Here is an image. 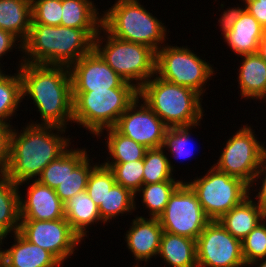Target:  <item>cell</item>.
I'll list each match as a JSON object with an SVG mask.
<instances>
[{
    "label": "cell",
    "instance_id": "obj_1",
    "mask_svg": "<svg viewBox=\"0 0 266 267\" xmlns=\"http://www.w3.org/2000/svg\"><path fill=\"white\" fill-rule=\"evenodd\" d=\"M23 99L33 100L40 121L31 124L68 129L73 123V96L69 67L24 63L18 61ZM70 122V123H69ZM69 123V124H68Z\"/></svg>",
    "mask_w": 266,
    "mask_h": 267
},
{
    "label": "cell",
    "instance_id": "obj_2",
    "mask_svg": "<svg viewBox=\"0 0 266 267\" xmlns=\"http://www.w3.org/2000/svg\"><path fill=\"white\" fill-rule=\"evenodd\" d=\"M26 124L20 131L12 128L10 134L9 162L5 172L15 184L33 178L37 180L43 169L72 145L71 138L65 134L67 129L35 125L30 121Z\"/></svg>",
    "mask_w": 266,
    "mask_h": 267
},
{
    "label": "cell",
    "instance_id": "obj_3",
    "mask_svg": "<svg viewBox=\"0 0 266 267\" xmlns=\"http://www.w3.org/2000/svg\"><path fill=\"white\" fill-rule=\"evenodd\" d=\"M99 31L32 23L22 43V61L70 67L94 48V38Z\"/></svg>",
    "mask_w": 266,
    "mask_h": 267
},
{
    "label": "cell",
    "instance_id": "obj_4",
    "mask_svg": "<svg viewBox=\"0 0 266 267\" xmlns=\"http://www.w3.org/2000/svg\"><path fill=\"white\" fill-rule=\"evenodd\" d=\"M138 95L168 128L194 126L206 115L199 93L156 74L138 90Z\"/></svg>",
    "mask_w": 266,
    "mask_h": 267
},
{
    "label": "cell",
    "instance_id": "obj_5",
    "mask_svg": "<svg viewBox=\"0 0 266 267\" xmlns=\"http://www.w3.org/2000/svg\"><path fill=\"white\" fill-rule=\"evenodd\" d=\"M115 1L109 9L102 11V26L112 36L146 45L155 52L165 45L169 34L165 23L150 13L139 0Z\"/></svg>",
    "mask_w": 266,
    "mask_h": 267
},
{
    "label": "cell",
    "instance_id": "obj_6",
    "mask_svg": "<svg viewBox=\"0 0 266 267\" xmlns=\"http://www.w3.org/2000/svg\"><path fill=\"white\" fill-rule=\"evenodd\" d=\"M72 96L73 123L95 137L103 129L117 124L119 117L138 97V89L125 81L119 88L72 92Z\"/></svg>",
    "mask_w": 266,
    "mask_h": 267
},
{
    "label": "cell",
    "instance_id": "obj_7",
    "mask_svg": "<svg viewBox=\"0 0 266 267\" xmlns=\"http://www.w3.org/2000/svg\"><path fill=\"white\" fill-rule=\"evenodd\" d=\"M94 49L120 77L138 90L156 73L153 49L116 38L103 26L94 38Z\"/></svg>",
    "mask_w": 266,
    "mask_h": 267
},
{
    "label": "cell",
    "instance_id": "obj_8",
    "mask_svg": "<svg viewBox=\"0 0 266 267\" xmlns=\"http://www.w3.org/2000/svg\"><path fill=\"white\" fill-rule=\"evenodd\" d=\"M155 74L167 82L193 89L203 98L215 69L188 46L166 43L156 52Z\"/></svg>",
    "mask_w": 266,
    "mask_h": 267
},
{
    "label": "cell",
    "instance_id": "obj_9",
    "mask_svg": "<svg viewBox=\"0 0 266 267\" xmlns=\"http://www.w3.org/2000/svg\"><path fill=\"white\" fill-rule=\"evenodd\" d=\"M184 181L195 192L206 216L219 220L249 197V185L211 165L205 175Z\"/></svg>",
    "mask_w": 266,
    "mask_h": 267
},
{
    "label": "cell",
    "instance_id": "obj_10",
    "mask_svg": "<svg viewBox=\"0 0 266 267\" xmlns=\"http://www.w3.org/2000/svg\"><path fill=\"white\" fill-rule=\"evenodd\" d=\"M255 131L248 124L239 127L231 135L213 166L221 172L237 177L251 184L253 178L266 156L265 141L260 142Z\"/></svg>",
    "mask_w": 266,
    "mask_h": 267
},
{
    "label": "cell",
    "instance_id": "obj_11",
    "mask_svg": "<svg viewBox=\"0 0 266 267\" xmlns=\"http://www.w3.org/2000/svg\"><path fill=\"white\" fill-rule=\"evenodd\" d=\"M165 232L197 240L211 221L205 214L192 188L183 181L171 194L158 217Z\"/></svg>",
    "mask_w": 266,
    "mask_h": 267
},
{
    "label": "cell",
    "instance_id": "obj_12",
    "mask_svg": "<svg viewBox=\"0 0 266 267\" xmlns=\"http://www.w3.org/2000/svg\"><path fill=\"white\" fill-rule=\"evenodd\" d=\"M198 267H244L242 241L218 220L210 221L196 240Z\"/></svg>",
    "mask_w": 266,
    "mask_h": 267
},
{
    "label": "cell",
    "instance_id": "obj_13",
    "mask_svg": "<svg viewBox=\"0 0 266 267\" xmlns=\"http://www.w3.org/2000/svg\"><path fill=\"white\" fill-rule=\"evenodd\" d=\"M19 232L31 243L50 252L61 264L74 255L82 239L65 219L21 220Z\"/></svg>",
    "mask_w": 266,
    "mask_h": 267
},
{
    "label": "cell",
    "instance_id": "obj_14",
    "mask_svg": "<svg viewBox=\"0 0 266 267\" xmlns=\"http://www.w3.org/2000/svg\"><path fill=\"white\" fill-rule=\"evenodd\" d=\"M140 100L138 95L119 117L114 128L147 149L163 147L168 127L143 100Z\"/></svg>",
    "mask_w": 266,
    "mask_h": 267
},
{
    "label": "cell",
    "instance_id": "obj_15",
    "mask_svg": "<svg viewBox=\"0 0 266 267\" xmlns=\"http://www.w3.org/2000/svg\"><path fill=\"white\" fill-rule=\"evenodd\" d=\"M72 92H88L119 88L120 77L93 48L69 67Z\"/></svg>",
    "mask_w": 266,
    "mask_h": 267
},
{
    "label": "cell",
    "instance_id": "obj_16",
    "mask_svg": "<svg viewBox=\"0 0 266 267\" xmlns=\"http://www.w3.org/2000/svg\"><path fill=\"white\" fill-rule=\"evenodd\" d=\"M27 184L29 186H27L25 197L19 193L21 220H57L65 218L64 203L54 189L34 179L23 181L18 184V187L21 188L23 185L25 187Z\"/></svg>",
    "mask_w": 266,
    "mask_h": 267
},
{
    "label": "cell",
    "instance_id": "obj_17",
    "mask_svg": "<svg viewBox=\"0 0 266 267\" xmlns=\"http://www.w3.org/2000/svg\"><path fill=\"white\" fill-rule=\"evenodd\" d=\"M134 218L129 230L124 234V239L136 261L132 267H140V263L148 264L147 262H150L151 258L155 257L156 259L164 230L158 218H148V216L146 218L138 216V214Z\"/></svg>",
    "mask_w": 266,
    "mask_h": 267
},
{
    "label": "cell",
    "instance_id": "obj_18",
    "mask_svg": "<svg viewBox=\"0 0 266 267\" xmlns=\"http://www.w3.org/2000/svg\"><path fill=\"white\" fill-rule=\"evenodd\" d=\"M86 148H68V175L55 189L56 194L63 203L74 195L85 191L87 181L92 169L99 163H93ZM91 161V162H90ZM92 163V164H91Z\"/></svg>",
    "mask_w": 266,
    "mask_h": 267
},
{
    "label": "cell",
    "instance_id": "obj_19",
    "mask_svg": "<svg viewBox=\"0 0 266 267\" xmlns=\"http://www.w3.org/2000/svg\"><path fill=\"white\" fill-rule=\"evenodd\" d=\"M12 235L14 244L5 248V267H61L50 252L28 241L19 231Z\"/></svg>",
    "mask_w": 266,
    "mask_h": 267
},
{
    "label": "cell",
    "instance_id": "obj_20",
    "mask_svg": "<svg viewBox=\"0 0 266 267\" xmlns=\"http://www.w3.org/2000/svg\"><path fill=\"white\" fill-rule=\"evenodd\" d=\"M238 70V88L243 99L257 102L266 94V63L257 54H244Z\"/></svg>",
    "mask_w": 266,
    "mask_h": 267
},
{
    "label": "cell",
    "instance_id": "obj_21",
    "mask_svg": "<svg viewBox=\"0 0 266 267\" xmlns=\"http://www.w3.org/2000/svg\"><path fill=\"white\" fill-rule=\"evenodd\" d=\"M266 29L245 9L224 42L236 56L257 53L258 43Z\"/></svg>",
    "mask_w": 266,
    "mask_h": 267
},
{
    "label": "cell",
    "instance_id": "obj_22",
    "mask_svg": "<svg viewBox=\"0 0 266 267\" xmlns=\"http://www.w3.org/2000/svg\"><path fill=\"white\" fill-rule=\"evenodd\" d=\"M64 214L65 219L82 241L85 240V237H89L87 233L92 225L105 224L101 220L98 206L88 196L86 190L74 195L64 203Z\"/></svg>",
    "mask_w": 266,
    "mask_h": 267
},
{
    "label": "cell",
    "instance_id": "obj_23",
    "mask_svg": "<svg viewBox=\"0 0 266 267\" xmlns=\"http://www.w3.org/2000/svg\"><path fill=\"white\" fill-rule=\"evenodd\" d=\"M265 217L266 214L249 196L218 221L230 234L242 241Z\"/></svg>",
    "mask_w": 266,
    "mask_h": 267
},
{
    "label": "cell",
    "instance_id": "obj_24",
    "mask_svg": "<svg viewBox=\"0 0 266 267\" xmlns=\"http://www.w3.org/2000/svg\"><path fill=\"white\" fill-rule=\"evenodd\" d=\"M158 256L169 267H198L196 240L163 232Z\"/></svg>",
    "mask_w": 266,
    "mask_h": 267
},
{
    "label": "cell",
    "instance_id": "obj_25",
    "mask_svg": "<svg viewBox=\"0 0 266 267\" xmlns=\"http://www.w3.org/2000/svg\"><path fill=\"white\" fill-rule=\"evenodd\" d=\"M20 188L7 175L0 172V235L8 237L20 229Z\"/></svg>",
    "mask_w": 266,
    "mask_h": 267
},
{
    "label": "cell",
    "instance_id": "obj_26",
    "mask_svg": "<svg viewBox=\"0 0 266 267\" xmlns=\"http://www.w3.org/2000/svg\"><path fill=\"white\" fill-rule=\"evenodd\" d=\"M31 24V0H0V29L11 32L23 43Z\"/></svg>",
    "mask_w": 266,
    "mask_h": 267
},
{
    "label": "cell",
    "instance_id": "obj_27",
    "mask_svg": "<svg viewBox=\"0 0 266 267\" xmlns=\"http://www.w3.org/2000/svg\"><path fill=\"white\" fill-rule=\"evenodd\" d=\"M92 0H62L61 25L77 29H101L102 14Z\"/></svg>",
    "mask_w": 266,
    "mask_h": 267
},
{
    "label": "cell",
    "instance_id": "obj_28",
    "mask_svg": "<svg viewBox=\"0 0 266 267\" xmlns=\"http://www.w3.org/2000/svg\"><path fill=\"white\" fill-rule=\"evenodd\" d=\"M104 131L107 134L103 138L106 141L109 157L104 159L103 163H125L144 159L146 147L120 134L114 127L103 129L96 137L100 139Z\"/></svg>",
    "mask_w": 266,
    "mask_h": 267
},
{
    "label": "cell",
    "instance_id": "obj_29",
    "mask_svg": "<svg viewBox=\"0 0 266 267\" xmlns=\"http://www.w3.org/2000/svg\"><path fill=\"white\" fill-rule=\"evenodd\" d=\"M135 201V194L131 190L115 183L98 207L101 220L106 225L123 214H132L137 209Z\"/></svg>",
    "mask_w": 266,
    "mask_h": 267
},
{
    "label": "cell",
    "instance_id": "obj_30",
    "mask_svg": "<svg viewBox=\"0 0 266 267\" xmlns=\"http://www.w3.org/2000/svg\"><path fill=\"white\" fill-rule=\"evenodd\" d=\"M182 182L183 181H164L142 185L135 193V200L138 199L137 196L142 197V206L143 208L145 207L144 210L148 209V216L150 218H158L163 213L169 201V197Z\"/></svg>",
    "mask_w": 266,
    "mask_h": 267
},
{
    "label": "cell",
    "instance_id": "obj_31",
    "mask_svg": "<svg viewBox=\"0 0 266 267\" xmlns=\"http://www.w3.org/2000/svg\"><path fill=\"white\" fill-rule=\"evenodd\" d=\"M21 102H23L22 79L19 70L16 69V73L7 74L0 80V124L13 126L10 125V119H13L14 115L16 117Z\"/></svg>",
    "mask_w": 266,
    "mask_h": 267
},
{
    "label": "cell",
    "instance_id": "obj_32",
    "mask_svg": "<svg viewBox=\"0 0 266 267\" xmlns=\"http://www.w3.org/2000/svg\"><path fill=\"white\" fill-rule=\"evenodd\" d=\"M167 154L163 147L147 149L144 156L143 185L164 181H184L174 178Z\"/></svg>",
    "mask_w": 266,
    "mask_h": 267
},
{
    "label": "cell",
    "instance_id": "obj_33",
    "mask_svg": "<svg viewBox=\"0 0 266 267\" xmlns=\"http://www.w3.org/2000/svg\"><path fill=\"white\" fill-rule=\"evenodd\" d=\"M201 123L196 124L194 126H187V127H170L166 131L165 140L163 143V148L168 151L169 156L171 155L169 159V166L172 169V171H175V167L171 162V158L174 159H185L191 158V156L194 154L195 149L191 147L193 144L191 138L192 132L190 130L197 128V126H200ZM191 132V133H190ZM196 148V147H195Z\"/></svg>",
    "mask_w": 266,
    "mask_h": 267
},
{
    "label": "cell",
    "instance_id": "obj_34",
    "mask_svg": "<svg viewBox=\"0 0 266 267\" xmlns=\"http://www.w3.org/2000/svg\"><path fill=\"white\" fill-rule=\"evenodd\" d=\"M102 164L113 171L117 184L131 190L134 194L142 187L144 159L125 163Z\"/></svg>",
    "mask_w": 266,
    "mask_h": 267
},
{
    "label": "cell",
    "instance_id": "obj_35",
    "mask_svg": "<svg viewBox=\"0 0 266 267\" xmlns=\"http://www.w3.org/2000/svg\"><path fill=\"white\" fill-rule=\"evenodd\" d=\"M115 183L113 171L99 161L89 175L86 192L99 207L100 203L104 202L105 196Z\"/></svg>",
    "mask_w": 266,
    "mask_h": 267
},
{
    "label": "cell",
    "instance_id": "obj_36",
    "mask_svg": "<svg viewBox=\"0 0 266 267\" xmlns=\"http://www.w3.org/2000/svg\"><path fill=\"white\" fill-rule=\"evenodd\" d=\"M245 264L266 257V217L242 240Z\"/></svg>",
    "mask_w": 266,
    "mask_h": 267
},
{
    "label": "cell",
    "instance_id": "obj_37",
    "mask_svg": "<svg viewBox=\"0 0 266 267\" xmlns=\"http://www.w3.org/2000/svg\"><path fill=\"white\" fill-rule=\"evenodd\" d=\"M32 23L61 25L62 0H31Z\"/></svg>",
    "mask_w": 266,
    "mask_h": 267
},
{
    "label": "cell",
    "instance_id": "obj_38",
    "mask_svg": "<svg viewBox=\"0 0 266 267\" xmlns=\"http://www.w3.org/2000/svg\"><path fill=\"white\" fill-rule=\"evenodd\" d=\"M68 175V149L56 160L51 161L37 180L52 189H56Z\"/></svg>",
    "mask_w": 266,
    "mask_h": 267
},
{
    "label": "cell",
    "instance_id": "obj_39",
    "mask_svg": "<svg viewBox=\"0 0 266 267\" xmlns=\"http://www.w3.org/2000/svg\"><path fill=\"white\" fill-rule=\"evenodd\" d=\"M257 185L259 188L257 187ZM253 187L257 188L254 189ZM254 192L258 193H256V195L253 197L252 195L254 194ZM249 196L252 200H255L254 202L266 214V156L263 158L262 163L260 164V167L253 178V181L249 185Z\"/></svg>",
    "mask_w": 266,
    "mask_h": 267
},
{
    "label": "cell",
    "instance_id": "obj_40",
    "mask_svg": "<svg viewBox=\"0 0 266 267\" xmlns=\"http://www.w3.org/2000/svg\"><path fill=\"white\" fill-rule=\"evenodd\" d=\"M241 1L243 3V6L237 5V7L233 6L232 8L229 7L227 9H223L225 8V5L221 3L220 8L223 10V12L220 15V18L218 19V22L220 31H222V37L227 35L233 29L235 22L239 19V17L245 10V3L243 0Z\"/></svg>",
    "mask_w": 266,
    "mask_h": 267
},
{
    "label": "cell",
    "instance_id": "obj_41",
    "mask_svg": "<svg viewBox=\"0 0 266 267\" xmlns=\"http://www.w3.org/2000/svg\"><path fill=\"white\" fill-rule=\"evenodd\" d=\"M13 127L0 124V172L6 171L9 162L10 134Z\"/></svg>",
    "mask_w": 266,
    "mask_h": 267
},
{
    "label": "cell",
    "instance_id": "obj_42",
    "mask_svg": "<svg viewBox=\"0 0 266 267\" xmlns=\"http://www.w3.org/2000/svg\"><path fill=\"white\" fill-rule=\"evenodd\" d=\"M17 43V44H16ZM20 49L18 51L22 52L23 44L22 42L11 32L0 29V61H2L3 56L8 54V52H13L12 49ZM2 58V59H1Z\"/></svg>",
    "mask_w": 266,
    "mask_h": 267
},
{
    "label": "cell",
    "instance_id": "obj_43",
    "mask_svg": "<svg viewBox=\"0 0 266 267\" xmlns=\"http://www.w3.org/2000/svg\"><path fill=\"white\" fill-rule=\"evenodd\" d=\"M245 9L266 29V0H243Z\"/></svg>",
    "mask_w": 266,
    "mask_h": 267
},
{
    "label": "cell",
    "instance_id": "obj_44",
    "mask_svg": "<svg viewBox=\"0 0 266 267\" xmlns=\"http://www.w3.org/2000/svg\"><path fill=\"white\" fill-rule=\"evenodd\" d=\"M257 54L266 63V31L263 33L261 39L259 40Z\"/></svg>",
    "mask_w": 266,
    "mask_h": 267
},
{
    "label": "cell",
    "instance_id": "obj_45",
    "mask_svg": "<svg viewBox=\"0 0 266 267\" xmlns=\"http://www.w3.org/2000/svg\"><path fill=\"white\" fill-rule=\"evenodd\" d=\"M6 239H7V237L0 235V267H4L5 249H3L2 247H3V244L5 243Z\"/></svg>",
    "mask_w": 266,
    "mask_h": 267
},
{
    "label": "cell",
    "instance_id": "obj_46",
    "mask_svg": "<svg viewBox=\"0 0 266 267\" xmlns=\"http://www.w3.org/2000/svg\"><path fill=\"white\" fill-rule=\"evenodd\" d=\"M266 267V257L245 264V267Z\"/></svg>",
    "mask_w": 266,
    "mask_h": 267
},
{
    "label": "cell",
    "instance_id": "obj_47",
    "mask_svg": "<svg viewBox=\"0 0 266 267\" xmlns=\"http://www.w3.org/2000/svg\"><path fill=\"white\" fill-rule=\"evenodd\" d=\"M3 64H1L0 62V80L3 79L7 74L5 73L6 71H4L3 69Z\"/></svg>",
    "mask_w": 266,
    "mask_h": 267
},
{
    "label": "cell",
    "instance_id": "obj_48",
    "mask_svg": "<svg viewBox=\"0 0 266 267\" xmlns=\"http://www.w3.org/2000/svg\"><path fill=\"white\" fill-rule=\"evenodd\" d=\"M260 100H264V103H266V94Z\"/></svg>",
    "mask_w": 266,
    "mask_h": 267
}]
</instances>
